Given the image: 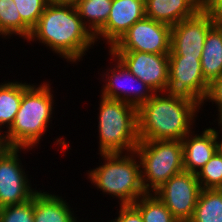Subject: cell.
I'll use <instances>...</instances> for the list:
<instances>
[{
	"instance_id": "9a60e30c",
	"label": "cell",
	"mask_w": 222,
	"mask_h": 222,
	"mask_svg": "<svg viewBox=\"0 0 222 222\" xmlns=\"http://www.w3.org/2000/svg\"><path fill=\"white\" fill-rule=\"evenodd\" d=\"M218 131L214 127L205 128L201 134L193 130L183 138L184 171L197 174L220 149Z\"/></svg>"
},
{
	"instance_id": "d4e9b609",
	"label": "cell",
	"mask_w": 222,
	"mask_h": 222,
	"mask_svg": "<svg viewBox=\"0 0 222 222\" xmlns=\"http://www.w3.org/2000/svg\"><path fill=\"white\" fill-rule=\"evenodd\" d=\"M34 195L28 201L0 208V222H34Z\"/></svg>"
},
{
	"instance_id": "5bb4252c",
	"label": "cell",
	"mask_w": 222,
	"mask_h": 222,
	"mask_svg": "<svg viewBox=\"0 0 222 222\" xmlns=\"http://www.w3.org/2000/svg\"><path fill=\"white\" fill-rule=\"evenodd\" d=\"M144 17L145 0H112L106 24L94 35L96 43L105 40L110 49L131 26Z\"/></svg>"
},
{
	"instance_id": "d6986e66",
	"label": "cell",
	"mask_w": 222,
	"mask_h": 222,
	"mask_svg": "<svg viewBox=\"0 0 222 222\" xmlns=\"http://www.w3.org/2000/svg\"><path fill=\"white\" fill-rule=\"evenodd\" d=\"M5 82V83H4ZM0 83V129L8 131L20 108L23 95V83L5 81Z\"/></svg>"
},
{
	"instance_id": "d6a6232c",
	"label": "cell",
	"mask_w": 222,
	"mask_h": 222,
	"mask_svg": "<svg viewBox=\"0 0 222 222\" xmlns=\"http://www.w3.org/2000/svg\"><path fill=\"white\" fill-rule=\"evenodd\" d=\"M220 149L222 150V135H221V138H220Z\"/></svg>"
},
{
	"instance_id": "8fae6325",
	"label": "cell",
	"mask_w": 222,
	"mask_h": 222,
	"mask_svg": "<svg viewBox=\"0 0 222 222\" xmlns=\"http://www.w3.org/2000/svg\"><path fill=\"white\" fill-rule=\"evenodd\" d=\"M28 150L31 149L13 147L0 158V208L24 203L38 191L31 187L19 158L22 151Z\"/></svg>"
},
{
	"instance_id": "ba28073f",
	"label": "cell",
	"mask_w": 222,
	"mask_h": 222,
	"mask_svg": "<svg viewBox=\"0 0 222 222\" xmlns=\"http://www.w3.org/2000/svg\"><path fill=\"white\" fill-rule=\"evenodd\" d=\"M171 26L144 17L131 26L108 51L169 54Z\"/></svg>"
},
{
	"instance_id": "30bf717a",
	"label": "cell",
	"mask_w": 222,
	"mask_h": 222,
	"mask_svg": "<svg viewBox=\"0 0 222 222\" xmlns=\"http://www.w3.org/2000/svg\"><path fill=\"white\" fill-rule=\"evenodd\" d=\"M200 191L196 174L183 171L172 176L154 194L179 222H189L193 217Z\"/></svg>"
},
{
	"instance_id": "4fadbf2b",
	"label": "cell",
	"mask_w": 222,
	"mask_h": 222,
	"mask_svg": "<svg viewBox=\"0 0 222 222\" xmlns=\"http://www.w3.org/2000/svg\"><path fill=\"white\" fill-rule=\"evenodd\" d=\"M126 68L155 93L164 92L169 78L168 54L110 51Z\"/></svg>"
},
{
	"instance_id": "7402d4cb",
	"label": "cell",
	"mask_w": 222,
	"mask_h": 222,
	"mask_svg": "<svg viewBox=\"0 0 222 222\" xmlns=\"http://www.w3.org/2000/svg\"><path fill=\"white\" fill-rule=\"evenodd\" d=\"M31 30L21 19L13 0H0V37L7 39L6 37L19 35L18 37L27 40Z\"/></svg>"
},
{
	"instance_id": "4316f807",
	"label": "cell",
	"mask_w": 222,
	"mask_h": 222,
	"mask_svg": "<svg viewBox=\"0 0 222 222\" xmlns=\"http://www.w3.org/2000/svg\"><path fill=\"white\" fill-rule=\"evenodd\" d=\"M206 102L216 104L218 110L216 116L218 115V117L215 121H218L222 117V75L210 84L207 97L203 104Z\"/></svg>"
},
{
	"instance_id": "4dcf8cb0",
	"label": "cell",
	"mask_w": 222,
	"mask_h": 222,
	"mask_svg": "<svg viewBox=\"0 0 222 222\" xmlns=\"http://www.w3.org/2000/svg\"><path fill=\"white\" fill-rule=\"evenodd\" d=\"M50 4H75L76 0H47Z\"/></svg>"
},
{
	"instance_id": "6da1fadb",
	"label": "cell",
	"mask_w": 222,
	"mask_h": 222,
	"mask_svg": "<svg viewBox=\"0 0 222 222\" xmlns=\"http://www.w3.org/2000/svg\"><path fill=\"white\" fill-rule=\"evenodd\" d=\"M37 41L67 62L77 63L96 44L73 4H48L27 42Z\"/></svg>"
},
{
	"instance_id": "603a6c76",
	"label": "cell",
	"mask_w": 222,
	"mask_h": 222,
	"mask_svg": "<svg viewBox=\"0 0 222 222\" xmlns=\"http://www.w3.org/2000/svg\"><path fill=\"white\" fill-rule=\"evenodd\" d=\"M132 205L140 212L143 222H179L154 193H147Z\"/></svg>"
},
{
	"instance_id": "ffe728a7",
	"label": "cell",
	"mask_w": 222,
	"mask_h": 222,
	"mask_svg": "<svg viewBox=\"0 0 222 222\" xmlns=\"http://www.w3.org/2000/svg\"><path fill=\"white\" fill-rule=\"evenodd\" d=\"M112 0H76L74 6L84 25L95 35L107 22Z\"/></svg>"
},
{
	"instance_id": "1f68e13d",
	"label": "cell",
	"mask_w": 222,
	"mask_h": 222,
	"mask_svg": "<svg viewBox=\"0 0 222 222\" xmlns=\"http://www.w3.org/2000/svg\"><path fill=\"white\" fill-rule=\"evenodd\" d=\"M219 131H222V117L218 120ZM222 133V132H221Z\"/></svg>"
},
{
	"instance_id": "2e32d148",
	"label": "cell",
	"mask_w": 222,
	"mask_h": 222,
	"mask_svg": "<svg viewBox=\"0 0 222 222\" xmlns=\"http://www.w3.org/2000/svg\"><path fill=\"white\" fill-rule=\"evenodd\" d=\"M199 10V0H145V16L171 27Z\"/></svg>"
},
{
	"instance_id": "5b68a950",
	"label": "cell",
	"mask_w": 222,
	"mask_h": 222,
	"mask_svg": "<svg viewBox=\"0 0 222 222\" xmlns=\"http://www.w3.org/2000/svg\"><path fill=\"white\" fill-rule=\"evenodd\" d=\"M98 154L131 153L139 143L137 108L100 96Z\"/></svg>"
},
{
	"instance_id": "52a82bcc",
	"label": "cell",
	"mask_w": 222,
	"mask_h": 222,
	"mask_svg": "<svg viewBox=\"0 0 222 222\" xmlns=\"http://www.w3.org/2000/svg\"><path fill=\"white\" fill-rule=\"evenodd\" d=\"M169 57V78L165 93L197 104L201 110L210 84L202 74L201 58Z\"/></svg>"
},
{
	"instance_id": "484cf974",
	"label": "cell",
	"mask_w": 222,
	"mask_h": 222,
	"mask_svg": "<svg viewBox=\"0 0 222 222\" xmlns=\"http://www.w3.org/2000/svg\"><path fill=\"white\" fill-rule=\"evenodd\" d=\"M16 4L21 19L32 29L39 21L45 7L49 4L47 0H13Z\"/></svg>"
},
{
	"instance_id": "83f0119b",
	"label": "cell",
	"mask_w": 222,
	"mask_h": 222,
	"mask_svg": "<svg viewBox=\"0 0 222 222\" xmlns=\"http://www.w3.org/2000/svg\"><path fill=\"white\" fill-rule=\"evenodd\" d=\"M119 207L118 217L110 222H143L140 212L132 204L119 205Z\"/></svg>"
},
{
	"instance_id": "44dd1931",
	"label": "cell",
	"mask_w": 222,
	"mask_h": 222,
	"mask_svg": "<svg viewBox=\"0 0 222 222\" xmlns=\"http://www.w3.org/2000/svg\"><path fill=\"white\" fill-rule=\"evenodd\" d=\"M189 222H222V189H201Z\"/></svg>"
},
{
	"instance_id": "7c38bea8",
	"label": "cell",
	"mask_w": 222,
	"mask_h": 222,
	"mask_svg": "<svg viewBox=\"0 0 222 222\" xmlns=\"http://www.w3.org/2000/svg\"><path fill=\"white\" fill-rule=\"evenodd\" d=\"M218 19L199 10L194 16L172 26L168 56L201 58L207 33Z\"/></svg>"
},
{
	"instance_id": "cb8c5ba5",
	"label": "cell",
	"mask_w": 222,
	"mask_h": 222,
	"mask_svg": "<svg viewBox=\"0 0 222 222\" xmlns=\"http://www.w3.org/2000/svg\"><path fill=\"white\" fill-rule=\"evenodd\" d=\"M201 189H222V150L219 149L196 174Z\"/></svg>"
},
{
	"instance_id": "277c9868",
	"label": "cell",
	"mask_w": 222,
	"mask_h": 222,
	"mask_svg": "<svg viewBox=\"0 0 222 222\" xmlns=\"http://www.w3.org/2000/svg\"><path fill=\"white\" fill-rule=\"evenodd\" d=\"M102 165L88 170L87 178L103 195L119 199V205H129L146 195L136 152L100 154Z\"/></svg>"
},
{
	"instance_id": "f546056e",
	"label": "cell",
	"mask_w": 222,
	"mask_h": 222,
	"mask_svg": "<svg viewBox=\"0 0 222 222\" xmlns=\"http://www.w3.org/2000/svg\"><path fill=\"white\" fill-rule=\"evenodd\" d=\"M2 132L3 130L0 129V158L13 148L6 137V132Z\"/></svg>"
},
{
	"instance_id": "8992f818",
	"label": "cell",
	"mask_w": 222,
	"mask_h": 222,
	"mask_svg": "<svg viewBox=\"0 0 222 222\" xmlns=\"http://www.w3.org/2000/svg\"><path fill=\"white\" fill-rule=\"evenodd\" d=\"M139 158L146 193H154L172 176L184 171L183 144L178 140L139 141Z\"/></svg>"
},
{
	"instance_id": "9c48e42d",
	"label": "cell",
	"mask_w": 222,
	"mask_h": 222,
	"mask_svg": "<svg viewBox=\"0 0 222 222\" xmlns=\"http://www.w3.org/2000/svg\"><path fill=\"white\" fill-rule=\"evenodd\" d=\"M108 53L112 56L110 58L116 63L113 64L114 66H111L112 69H105L106 72H104V74L102 72V80L105 84L102 86V94L100 95L105 98L126 102L138 109L146 103L155 92L131 73L110 51Z\"/></svg>"
},
{
	"instance_id": "f1b7e54d",
	"label": "cell",
	"mask_w": 222,
	"mask_h": 222,
	"mask_svg": "<svg viewBox=\"0 0 222 222\" xmlns=\"http://www.w3.org/2000/svg\"><path fill=\"white\" fill-rule=\"evenodd\" d=\"M200 10L222 18V0H199Z\"/></svg>"
},
{
	"instance_id": "e0dca14e",
	"label": "cell",
	"mask_w": 222,
	"mask_h": 222,
	"mask_svg": "<svg viewBox=\"0 0 222 222\" xmlns=\"http://www.w3.org/2000/svg\"><path fill=\"white\" fill-rule=\"evenodd\" d=\"M62 196L38 190L34 194V222H79Z\"/></svg>"
},
{
	"instance_id": "ac0fdd59",
	"label": "cell",
	"mask_w": 222,
	"mask_h": 222,
	"mask_svg": "<svg viewBox=\"0 0 222 222\" xmlns=\"http://www.w3.org/2000/svg\"><path fill=\"white\" fill-rule=\"evenodd\" d=\"M200 61L209 84L222 75V18L209 29Z\"/></svg>"
},
{
	"instance_id": "7a4b0ae2",
	"label": "cell",
	"mask_w": 222,
	"mask_h": 222,
	"mask_svg": "<svg viewBox=\"0 0 222 222\" xmlns=\"http://www.w3.org/2000/svg\"><path fill=\"white\" fill-rule=\"evenodd\" d=\"M201 108L194 102L168 96L154 95L137 109L139 141L178 140L192 132Z\"/></svg>"
},
{
	"instance_id": "3957f363",
	"label": "cell",
	"mask_w": 222,
	"mask_h": 222,
	"mask_svg": "<svg viewBox=\"0 0 222 222\" xmlns=\"http://www.w3.org/2000/svg\"><path fill=\"white\" fill-rule=\"evenodd\" d=\"M48 83V84H47ZM39 85L23 83L20 108L6 137L12 147L31 148L41 141L49 129L54 113V95L49 82ZM48 128V129H47Z\"/></svg>"
}]
</instances>
